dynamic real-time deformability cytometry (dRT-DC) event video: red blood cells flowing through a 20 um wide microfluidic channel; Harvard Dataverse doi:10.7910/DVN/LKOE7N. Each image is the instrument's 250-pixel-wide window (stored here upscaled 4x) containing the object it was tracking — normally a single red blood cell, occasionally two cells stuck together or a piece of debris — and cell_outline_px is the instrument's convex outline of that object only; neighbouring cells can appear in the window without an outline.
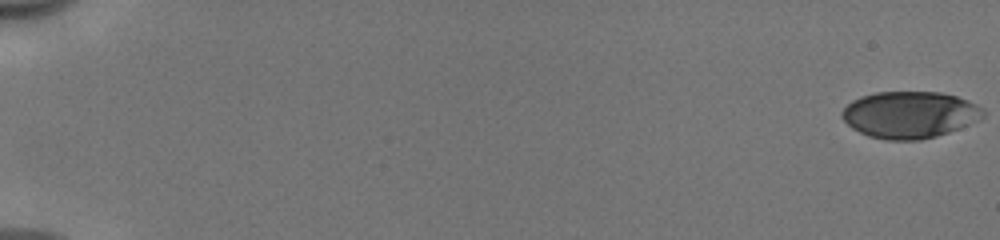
{"species": "human", "species_latin": "Homo sapiens", "temperature_condition": "cold", "stored_images_in_passage": 49, "camera_frame_rate_fps": 3000, "um_per_image_px": 0.085, "donor": {"sex": "male"}, "frame": {"image": 1, "passage_image": 1, "time_ms": 0.0, "image_size_px": [1000, 240], "cell_outline_px": [[984, 116], [980, 120], [960, 128], [936, 136], [920, 140], [884, 140], [868, 136], [852, 128], [840, 116], [840, 112], [852, 100], [860, 96], [876, 92], [940, 92], [956, 96], [968, 100], [976, 104], [984, 112]], "centroid_in_image_um": [77.31, 9.75], "position_along_channel_um": 7.7, "area_um2": 38.61}}
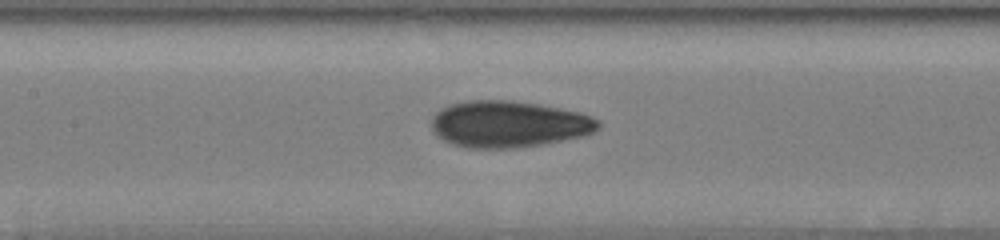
{"frame": {"image": 2, "passage_image": 28, "time_ms": 9.0, "image_size_px": [1000, 240], "cell_outline_px": [[600, 128], [584, 136], [540, 144], [516, 148], [468, 148], [444, 140], [436, 136], [432, 128], [432, 116], [440, 108], [448, 104], [468, 100], [512, 100], [560, 108], [580, 112], [592, 116], [600, 120]], "centroid_in_image_um": [43.23, 10.54], "position_along_channel_um": 164.2, "area_um2": 45.37}}
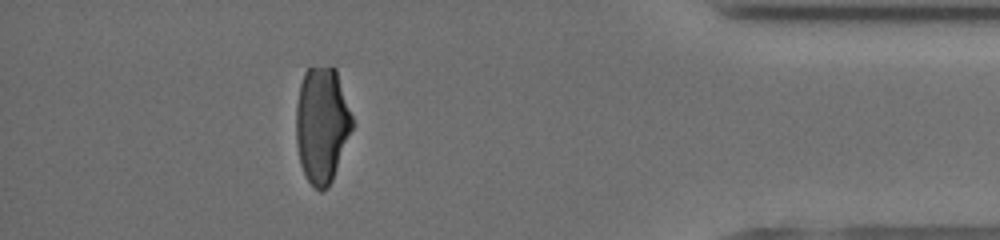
{"frame": {"image": 3, "passage_image": 49, "time_ms": 16.0, "image_size_px": [1000, 240], "cell_outline_px": [[356, 124], [332, 180], [328, 188], [320, 192], [308, 180], [300, 164], [296, 144], [296, 104], [300, 84], [304, 72], [308, 68], [336, 68]], "centroid_in_image_um": [27.39, 10.62], "position_along_channel_um": 407.8, "area_um2": 38.55}, "authors_computed_cell_mechanics": {"area_um2": 41.7316, "velocity_mm_per_s": 3.9874, "shape_relaxation_time_tau1_ms": 4.5663, "shape_relaxation_time_tau2_ms": 1.4659, "deformation_change_tau1": 0.1772, "deformation_change_tau2": 0.0725}}